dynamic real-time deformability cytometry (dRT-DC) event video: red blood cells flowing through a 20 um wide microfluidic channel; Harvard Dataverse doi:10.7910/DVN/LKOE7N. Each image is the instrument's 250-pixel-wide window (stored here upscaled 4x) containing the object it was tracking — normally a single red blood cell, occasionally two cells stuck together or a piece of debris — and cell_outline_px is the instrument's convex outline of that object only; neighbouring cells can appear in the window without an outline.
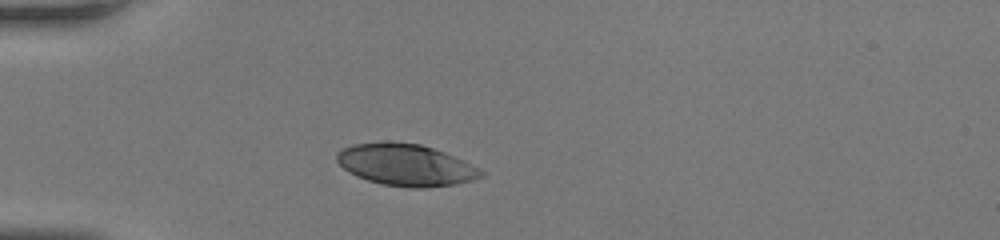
{"species": "human", "species_latin": "Homo sapiens", "temperature_condition": "room temperature", "stored_images_in_passage": 28, "camera_frame_rate_fps": 3000, "um_per_image_px": 0.085, "donor": {"sex": "female"}, "frame": {"image": 1, "passage_image": 1, "time_ms": 0.0, "image_size_px": [1000, 240], "cell_outline_px": [[484, 176], [472, 180], [456, 184], [424, 188], [412, 188], [384, 184], [368, 180], [356, 176], [348, 172], [336, 160], [336, 152], [352, 144], [420, 144], [444, 152], [464, 160], [484, 172]], "centroid_in_image_um": [34.52, 14.05], "position_along_channel_um": 50.5, "area_um2": 34.28}}
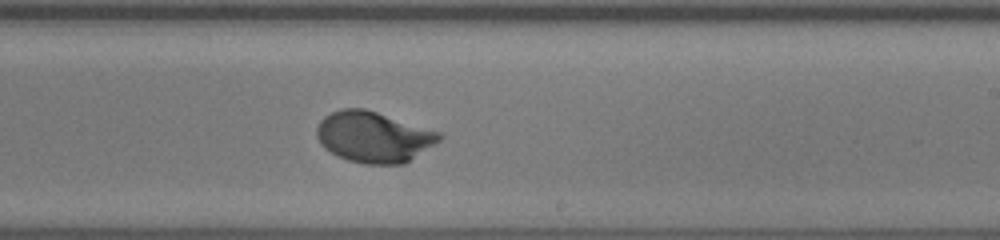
{"frame": {"image": 2, "passage_image": 16, "time_ms": 5.0, "image_size_px": [1000, 240], "cell_outline_px": [[444, 136], [436, 144], [404, 164], [364, 164], [348, 160], [336, 156], [324, 148], [320, 144], [316, 136], [316, 128], [320, 120], [324, 116], [340, 108], [364, 108], [440, 132]], "centroid_in_image_um": [31.74, 11.65], "position_along_channel_um": 257.3, "area_um2": 36.53}}
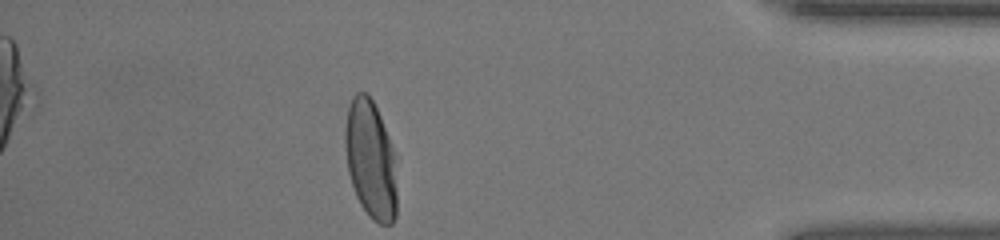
{"frame": {"image": 3, "passage_image": 28, "time_ms": 9.0, "image_size_px": [1000, 240], "cell_outline_px": [[396, 216], [392, 224], [380, 224], [372, 220], [368, 216], [360, 204], [356, 196], [348, 172], [344, 148], [344, 128], [348, 108], [352, 96], [356, 92], [368, 92], [380, 116], [388, 136], [392, 148], [396, 188]], "centroid_in_image_um": [31.46, 13.57], "position_along_channel_um": 403.7, "area_um2": 35.78}}